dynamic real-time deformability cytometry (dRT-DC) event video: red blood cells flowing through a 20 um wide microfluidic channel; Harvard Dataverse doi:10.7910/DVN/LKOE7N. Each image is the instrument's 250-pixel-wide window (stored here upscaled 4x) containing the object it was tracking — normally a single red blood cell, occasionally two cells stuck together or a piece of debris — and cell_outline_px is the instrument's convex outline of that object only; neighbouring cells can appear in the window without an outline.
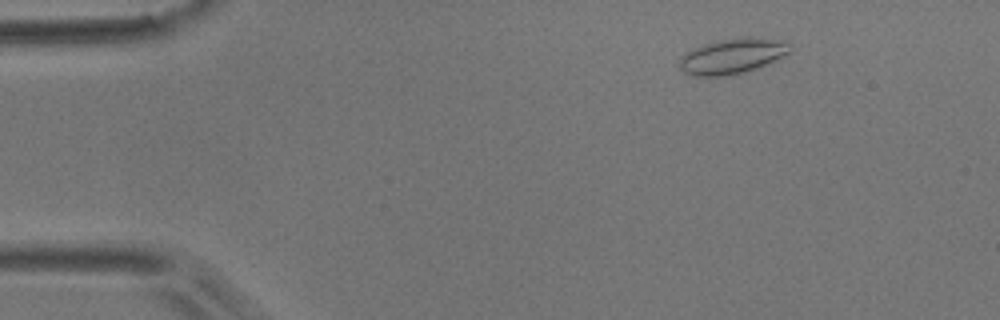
{"species": "common noctule bat (a hibernating species)", "species_latin": "Nyctalus noctula", "temperature_condition": "room temperature", "stored_images_in_passage": 12, "camera_frame_rate_fps": 3000, "um_per_image_px": 0.085, "animal": {"sex": "male", "body_mass_g": 17.9}, "frame": {"image": 1, "passage_image": 4, "time_ms": 1.0, "image_size_px": [1000, 320], "cell_outline_px": [[792, 52], [776, 60], [756, 68], [744, 72], [720, 76], [692, 76], [684, 72], [680, 68], [680, 56], [704, 44], [720, 40], [740, 36], [760, 36], [792, 44]], "centroid_in_image_um": [62.3, 4.75], "position_along_channel_um": 22.7, "area_um2": 22.83}}